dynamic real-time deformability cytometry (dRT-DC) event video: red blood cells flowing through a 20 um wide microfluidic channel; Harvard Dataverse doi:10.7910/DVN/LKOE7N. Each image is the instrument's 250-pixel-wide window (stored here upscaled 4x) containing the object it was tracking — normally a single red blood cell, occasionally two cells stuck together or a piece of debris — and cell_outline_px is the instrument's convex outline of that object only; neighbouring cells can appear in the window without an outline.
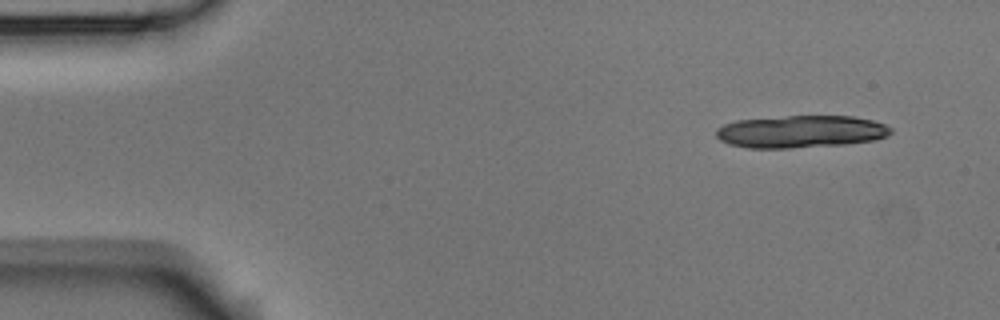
{"species": "Egyptian fruit bat (a non-hibernating species)", "species_latin": "Rousettus aegyptiacus", "temperature_condition": "room temperature", "stored_images_in_passage": 6, "camera_frame_rate_fps": 3000, "um_per_image_px": 0.085, "animal": {"sex": "male"}, "frame": {"image": 1, "passage_image": 1, "time_ms": 0.0, "image_size_px": [1000, 320], "cell_outline_px": [[892, 132], [888, 136], [876, 140], [844, 144], [788, 148], [748, 148], [728, 144], [720, 140], [716, 136], [716, 128], [724, 124], [736, 120], [784, 116], [852, 116], [872, 120], [884, 124], [892, 128]], "centroid_in_image_um": [68.06, 11.18], "position_along_channel_um": 16.9, "area_um2": 33.12}}